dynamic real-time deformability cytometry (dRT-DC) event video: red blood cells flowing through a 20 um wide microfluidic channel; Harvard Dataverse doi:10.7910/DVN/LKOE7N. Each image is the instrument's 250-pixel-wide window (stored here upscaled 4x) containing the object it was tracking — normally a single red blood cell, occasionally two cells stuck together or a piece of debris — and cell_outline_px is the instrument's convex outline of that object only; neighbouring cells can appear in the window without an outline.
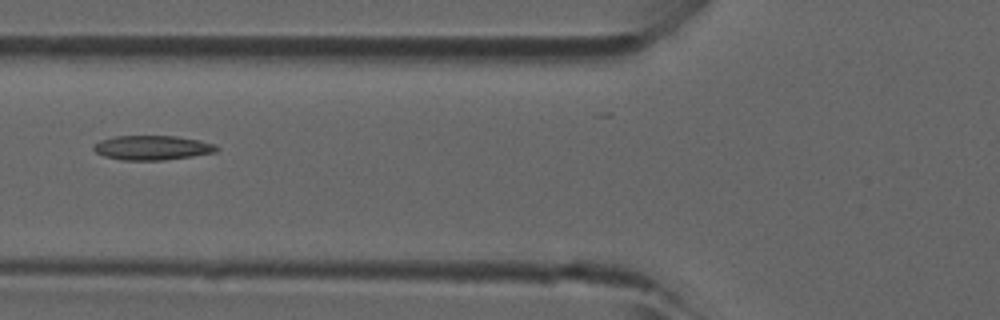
{"species": "common noctule bat (a hibernating species)", "species_latin": "Nyctalus noctula", "temperature_condition": "room temperature", "stored_images_in_passage": 6, "camera_frame_rate_fps": 3000, "um_per_image_px": 0.085, "animal": {"sex": "male", "forearm_length_mm": 52.5}, "frame": {"image": 1, "passage_image": 6, "time_ms": 1.667, "image_size_px": [1000, 320], "cell_outline_px": [[220, 148], [216, 152], [192, 156], [164, 160], [120, 160], [104, 156], [96, 152], [92, 148], [100, 140], [116, 136], [176, 136], [200, 140], [212, 144]], "centroid_in_image_um": [12.94, 12.56], "position_along_channel_um": 112.9, "area_um2": 17.46}}